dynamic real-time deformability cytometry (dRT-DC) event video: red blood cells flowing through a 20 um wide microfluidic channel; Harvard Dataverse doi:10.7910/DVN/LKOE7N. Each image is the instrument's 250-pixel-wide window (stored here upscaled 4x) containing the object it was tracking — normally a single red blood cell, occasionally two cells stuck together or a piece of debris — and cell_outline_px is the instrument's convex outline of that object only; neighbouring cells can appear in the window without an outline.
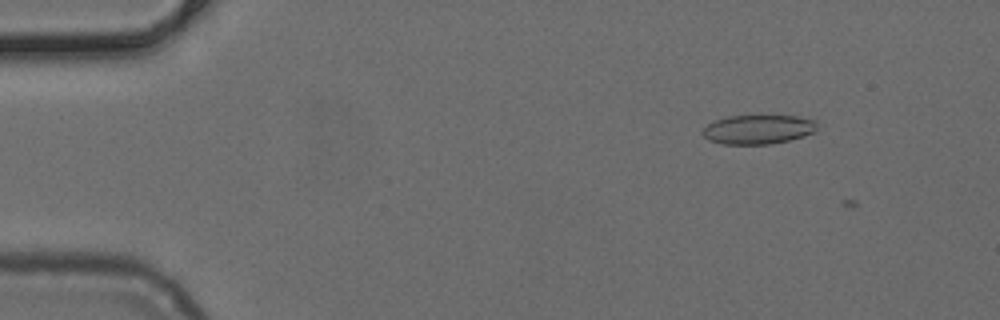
{"species": "common noctule bat (a hibernating species)", "species_latin": "Nyctalus noctula", "temperature_condition": "cold", "stored_images_in_passage": 2, "camera_frame_rate_fps": 3000, "um_per_image_px": 0.085, "animal": {"sex": "female", "body_mass_g": 24.6, "forearm_length_mm": 56.2}, "frame": {"image": 1, "passage_image": 1, "time_ms": 0.0, "image_size_px": [1000, 320], "cell_outline_px": [[816, 128], [812, 132], [804, 136], [772, 144], [724, 144], [708, 140], [700, 132], [708, 124], [716, 120], [728, 116], [756, 112], [796, 116], [816, 120]], "centroid_in_image_um": [64.42, 10.94], "position_along_channel_um": 20.6, "area_um2": 20.35}}